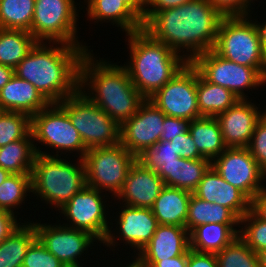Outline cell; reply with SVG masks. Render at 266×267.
I'll use <instances>...</instances> for the list:
<instances>
[{
    "label": "cell",
    "instance_id": "cell-1",
    "mask_svg": "<svg viewBox=\"0 0 266 267\" xmlns=\"http://www.w3.org/2000/svg\"><path fill=\"white\" fill-rule=\"evenodd\" d=\"M222 18L208 0H191L154 13L143 30L191 62L214 48Z\"/></svg>",
    "mask_w": 266,
    "mask_h": 267
},
{
    "label": "cell",
    "instance_id": "cell-2",
    "mask_svg": "<svg viewBox=\"0 0 266 267\" xmlns=\"http://www.w3.org/2000/svg\"><path fill=\"white\" fill-rule=\"evenodd\" d=\"M90 47L37 42L14 74L33 84L49 103H59L79 90L81 60Z\"/></svg>",
    "mask_w": 266,
    "mask_h": 267
},
{
    "label": "cell",
    "instance_id": "cell-3",
    "mask_svg": "<svg viewBox=\"0 0 266 267\" xmlns=\"http://www.w3.org/2000/svg\"><path fill=\"white\" fill-rule=\"evenodd\" d=\"M91 52L87 51L81 60L79 90L121 125L146 98L135 88L122 63L97 59Z\"/></svg>",
    "mask_w": 266,
    "mask_h": 267
},
{
    "label": "cell",
    "instance_id": "cell-4",
    "mask_svg": "<svg viewBox=\"0 0 266 267\" xmlns=\"http://www.w3.org/2000/svg\"><path fill=\"white\" fill-rule=\"evenodd\" d=\"M125 35L130 58L122 66L135 88L146 99L152 97L188 63L186 58L152 38L143 29Z\"/></svg>",
    "mask_w": 266,
    "mask_h": 267
},
{
    "label": "cell",
    "instance_id": "cell-5",
    "mask_svg": "<svg viewBox=\"0 0 266 267\" xmlns=\"http://www.w3.org/2000/svg\"><path fill=\"white\" fill-rule=\"evenodd\" d=\"M65 158L36 154L31 172V195L55 211L87 185L83 159L78 157L72 163Z\"/></svg>",
    "mask_w": 266,
    "mask_h": 267
},
{
    "label": "cell",
    "instance_id": "cell-6",
    "mask_svg": "<svg viewBox=\"0 0 266 267\" xmlns=\"http://www.w3.org/2000/svg\"><path fill=\"white\" fill-rule=\"evenodd\" d=\"M252 18L223 16L213 50L231 62L256 68L266 78V54Z\"/></svg>",
    "mask_w": 266,
    "mask_h": 267
},
{
    "label": "cell",
    "instance_id": "cell-7",
    "mask_svg": "<svg viewBox=\"0 0 266 267\" xmlns=\"http://www.w3.org/2000/svg\"><path fill=\"white\" fill-rule=\"evenodd\" d=\"M31 132L36 154L52 157H59V155L61 157L63 154L64 157L65 155L67 157L69 153L74 152L77 158L79 156L83 159L88 151L78 131L72 125L67 112L58 103H50L31 117ZM35 142L42 147H47L46 149L52 148L53 154L50 151L49 153L41 151L43 148H40Z\"/></svg>",
    "mask_w": 266,
    "mask_h": 267
},
{
    "label": "cell",
    "instance_id": "cell-8",
    "mask_svg": "<svg viewBox=\"0 0 266 267\" xmlns=\"http://www.w3.org/2000/svg\"><path fill=\"white\" fill-rule=\"evenodd\" d=\"M87 149L120 143V125L78 90L58 103Z\"/></svg>",
    "mask_w": 266,
    "mask_h": 267
},
{
    "label": "cell",
    "instance_id": "cell-9",
    "mask_svg": "<svg viewBox=\"0 0 266 267\" xmlns=\"http://www.w3.org/2000/svg\"><path fill=\"white\" fill-rule=\"evenodd\" d=\"M77 5L80 2L78 4L75 0H35L30 33L38 42L86 46L80 41L77 31L79 11L84 7Z\"/></svg>",
    "mask_w": 266,
    "mask_h": 267
},
{
    "label": "cell",
    "instance_id": "cell-10",
    "mask_svg": "<svg viewBox=\"0 0 266 267\" xmlns=\"http://www.w3.org/2000/svg\"><path fill=\"white\" fill-rule=\"evenodd\" d=\"M137 160L121 143L88 149L83 157L86 183L100 192L112 193L113 200L122 190L127 174Z\"/></svg>",
    "mask_w": 266,
    "mask_h": 267
},
{
    "label": "cell",
    "instance_id": "cell-11",
    "mask_svg": "<svg viewBox=\"0 0 266 267\" xmlns=\"http://www.w3.org/2000/svg\"><path fill=\"white\" fill-rule=\"evenodd\" d=\"M191 64L206 81L227 88L239 100L250 99L245 91L258 90L266 84V78L256 68L231 62L213 49L196 56Z\"/></svg>",
    "mask_w": 266,
    "mask_h": 267
},
{
    "label": "cell",
    "instance_id": "cell-12",
    "mask_svg": "<svg viewBox=\"0 0 266 267\" xmlns=\"http://www.w3.org/2000/svg\"><path fill=\"white\" fill-rule=\"evenodd\" d=\"M106 195L86 185L58 210L59 217L64 215L63 219L68 222L62 225L90 233L98 242L100 241L98 244L100 248L107 237L112 217L108 209L111 206L106 203L108 201Z\"/></svg>",
    "mask_w": 266,
    "mask_h": 267
},
{
    "label": "cell",
    "instance_id": "cell-13",
    "mask_svg": "<svg viewBox=\"0 0 266 267\" xmlns=\"http://www.w3.org/2000/svg\"><path fill=\"white\" fill-rule=\"evenodd\" d=\"M149 100L166 116L189 121L201 117L197 100V69L188 62Z\"/></svg>",
    "mask_w": 266,
    "mask_h": 267
},
{
    "label": "cell",
    "instance_id": "cell-14",
    "mask_svg": "<svg viewBox=\"0 0 266 267\" xmlns=\"http://www.w3.org/2000/svg\"><path fill=\"white\" fill-rule=\"evenodd\" d=\"M120 205H118L117 210H121H119L118 213L116 212V219L114 218L116 222L114 224H116V226H114L111 221V228H109L107 237L102 245L115 251V248L118 245L120 246V243H123V247L125 244L127 247L124 248L128 249L129 245L130 247L128 250H130V248L131 250L133 249L134 255L136 256L149 243L159 224L151 208H137L124 204ZM117 238L119 241L121 240L120 243Z\"/></svg>",
    "mask_w": 266,
    "mask_h": 267
},
{
    "label": "cell",
    "instance_id": "cell-15",
    "mask_svg": "<svg viewBox=\"0 0 266 267\" xmlns=\"http://www.w3.org/2000/svg\"><path fill=\"white\" fill-rule=\"evenodd\" d=\"M55 218L58 219V223H52L53 225L47 222L41 224V220L39 223V221L34 222L32 219L31 223L36 230L37 239L65 266L83 264L84 259L86 260L83 257L87 256L89 248L93 249V245L96 246L94 242L98 240L84 230L61 225L59 222L61 219Z\"/></svg>",
    "mask_w": 266,
    "mask_h": 267
},
{
    "label": "cell",
    "instance_id": "cell-16",
    "mask_svg": "<svg viewBox=\"0 0 266 267\" xmlns=\"http://www.w3.org/2000/svg\"><path fill=\"white\" fill-rule=\"evenodd\" d=\"M211 166L249 200L266 187V173L259 167L248 148H226L211 161Z\"/></svg>",
    "mask_w": 266,
    "mask_h": 267
},
{
    "label": "cell",
    "instance_id": "cell-17",
    "mask_svg": "<svg viewBox=\"0 0 266 267\" xmlns=\"http://www.w3.org/2000/svg\"><path fill=\"white\" fill-rule=\"evenodd\" d=\"M166 115L149 99L120 125V143L134 156L160 141Z\"/></svg>",
    "mask_w": 266,
    "mask_h": 267
},
{
    "label": "cell",
    "instance_id": "cell-18",
    "mask_svg": "<svg viewBox=\"0 0 266 267\" xmlns=\"http://www.w3.org/2000/svg\"><path fill=\"white\" fill-rule=\"evenodd\" d=\"M256 104L241 99L216 116L227 148H247L250 144L255 125L263 116L260 104Z\"/></svg>",
    "mask_w": 266,
    "mask_h": 267
},
{
    "label": "cell",
    "instance_id": "cell-19",
    "mask_svg": "<svg viewBox=\"0 0 266 267\" xmlns=\"http://www.w3.org/2000/svg\"><path fill=\"white\" fill-rule=\"evenodd\" d=\"M164 186L163 179L155 171L136 160L114 202L119 200L117 204L151 208Z\"/></svg>",
    "mask_w": 266,
    "mask_h": 267
},
{
    "label": "cell",
    "instance_id": "cell-20",
    "mask_svg": "<svg viewBox=\"0 0 266 267\" xmlns=\"http://www.w3.org/2000/svg\"><path fill=\"white\" fill-rule=\"evenodd\" d=\"M189 249V231L186 227L158 225L149 243L135 258L143 267H152L157 261L188 254Z\"/></svg>",
    "mask_w": 266,
    "mask_h": 267
},
{
    "label": "cell",
    "instance_id": "cell-21",
    "mask_svg": "<svg viewBox=\"0 0 266 267\" xmlns=\"http://www.w3.org/2000/svg\"><path fill=\"white\" fill-rule=\"evenodd\" d=\"M193 194L202 200L229 208L239 219L250 210V200L226 182L212 166L204 173Z\"/></svg>",
    "mask_w": 266,
    "mask_h": 267
},
{
    "label": "cell",
    "instance_id": "cell-22",
    "mask_svg": "<svg viewBox=\"0 0 266 267\" xmlns=\"http://www.w3.org/2000/svg\"><path fill=\"white\" fill-rule=\"evenodd\" d=\"M87 19L117 26L126 34L143 29L142 19L123 0H84ZM96 22V23H95Z\"/></svg>",
    "mask_w": 266,
    "mask_h": 267
},
{
    "label": "cell",
    "instance_id": "cell-23",
    "mask_svg": "<svg viewBox=\"0 0 266 267\" xmlns=\"http://www.w3.org/2000/svg\"><path fill=\"white\" fill-rule=\"evenodd\" d=\"M49 104L33 84L15 74L0 90V111L21 112L32 117Z\"/></svg>",
    "mask_w": 266,
    "mask_h": 267
},
{
    "label": "cell",
    "instance_id": "cell-24",
    "mask_svg": "<svg viewBox=\"0 0 266 267\" xmlns=\"http://www.w3.org/2000/svg\"><path fill=\"white\" fill-rule=\"evenodd\" d=\"M211 166L207 158L184 159L177 158L171 165H161L156 173L163 179L164 184L193 193Z\"/></svg>",
    "mask_w": 266,
    "mask_h": 267
},
{
    "label": "cell",
    "instance_id": "cell-25",
    "mask_svg": "<svg viewBox=\"0 0 266 267\" xmlns=\"http://www.w3.org/2000/svg\"><path fill=\"white\" fill-rule=\"evenodd\" d=\"M191 194L165 185L151 207L158 224L185 227Z\"/></svg>",
    "mask_w": 266,
    "mask_h": 267
},
{
    "label": "cell",
    "instance_id": "cell-26",
    "mask_svg": "<svg viewBox=\"0 0 266 267\" xmlns=\"http://www.w3.org/2000/svg\"><path fill=\"white\" fill-rule=\"evenodd\" d=\"M240 224L207 223L189 233L190 249L198 252L217 253L239 235Z\"/></svg>",
    "mask_w": 266,
    "mask_h": 267
},
{
    "label": "cell",
    "instance_id": "cell-27",
    "mask_svg": "<svg viewBox=\"0 0 266 267\" xmlns=\"http://www.w3.org/2000/svg\"><path fill=\"white\" fill-rule=\"evenodd\" d=\"M189 132L199 153L210 161L227 148L216 117L201 116L190 121Z\"/></svg>",
    "mask_w": 266,
    "mask_h": 267
},
{
    "label": "cell",
    "instance_id": "cell-28",
    "mask_svg": "<svg viewBox=\"0 0 266 267\" xmlns=\"http://www.w3.org/2000/svg\"><path fill=\"white\" fill-rule=\"evenodd\" d=\"M27 220L0 242V267H22L28 248L37 239L34 225Z\"/></svg>",
    "mask_w": 266,
    "mask_h": 267
},
{
    "label": "cell",
    "instance_id": "cell-29",
    "mask_svg": "<svg viewBox=\"0 0 266 267\" xmlns=\"http://www.w3.org/2000/svg\"><path fill=\"white\" fill-rule=\"evenodd\" d=\"M207 223L240 224V219L229 208L202 200L192 193L185 227L190 233L195 227Z\"/></svg>",
    "mask_w": 266,
    "mask_h": 267
},
{
    "label": "cell",
    "instance_id": "cell-30",
    "mask_svg": "<svg viewBox=\"0 0 266 267\" xmlns=\"http://www.w3.org/2000/svg\"><path fill=\"white\" fill-rule=\"evenodd\" d=\"M197 100L200 116L216 117L239 99L227 88L206 81L197 71Z\"/></svg>",
    "mask_w": 266,
    "mask_h": 267
},
{
    "label": "cell",
    "instance_id": "cell-31",
    "mask_svg": "<svg viewBox=\"0 0 266 267\" xmlns=\"http://www.w3.org/2000/svg\"><path fill=\"white\" fill-rule=\"evenodd\" d=\"M36 151L32 132L24 139L0 147V167L11 174H31Z\"/></svg>",
    "mask_w": 266,
    "mask_h": 267
},
{
    "label": "cell",
    "instance_id": "cell-32",
    "mask_svg": "<svg viewBox=\"0 0 266 267\" xmlns=\"http://www.w3.org/2000/svg\"><path fill=\"white\" fill-rule=\"evenodd\" d=\"M37 42L28 31L0 28V64L15 69Z\"/></svg>",
    "mask_w": 266,
    "mask_h": 267
},
{
    "label": "cell",
    "instance_id": "cell-33",
    "mask_svg": "<svg viewBox=\"0 0 266 267\" xmlns=\"http://www.w3.org/2000/svg\"><path fill=\"white\" fill-rule=\"evenodd\" d=\"M35 0H0V28L30 32Z\"/></svg>",
    "mask_w": 266,
    "mask_h": 267
},
{
    "label": "cell",
    "instance_id": "cell-34",
    "mask_svg": "<svg viewBox=\"0 0 266 267\" xmlns=\"http://www.w3.org/2000/svg\"><path fill=\"white\" fill-rule=\"evenodd\" d=\"M31 192V174H11L0 185V210L19 215L16 210L21 208L20 205L25 204L27 201L25 199L31 196Z\"/></svg>",
    "mask_w": 266,
    "mask_h": 267
},
{
    "label": "cell",
    "instance_id": "cell-35",
    "mask_svg": "<svg viewBox=\"0 0 266 267\" xmlns=\"http://www.w3.org/2000/svg\"><path fill=\"white\" fill-rule=\"evenodd\" d=\"M218 267H260L258 255L238 236L216 253Z\"/></svg>",
    "mask_w": 266,
    "mask_h": 267
},
{
    "label": "cell",
    "instance_id": "cell-36",
    "mask_svg": "<svg viewBox=\"0 0 266 267\" xmlns=\"http://www.w3.org/2000/svg\"><path fill=\"white\" fill-rule=\"evenodd\" d=\"M31 132V117L25 113L0 111V147L19 139Z\"/></svg>",
    "mask_w": 266,
    "mask_h": 267
},
{
    "label": "cell",
    "instance_id": "cell-37",
    "mask_svg": "<svg viewBox=\"0 0 266 267\" xmlns=\"http://www.w3.org/2000/svg\"><path fill=\"white\" fill-rule=\"evenodd\" d=\"M243 225V226H242ZM239 237L255 253L266 249V221L257 218L250 210L240 219Z\"/></svg>",
    "mask_w": 266,
    "mask_h": 267
},
{
    "label": "cell",
    "instance_id": "cell-38",
    "mask_svg": "<svg viewBox=\"0 0 266 267\" xmlns=\"http://www.w3.org/2000/svg\"><path fill=\"white\" fill-rule=\"evenodd\" d=\"M179 158L170 141H158L152 148L145 149L137 160L146 168L157 171L161 165H171Z\"/></svg>",
    "mask_w": 266,
    "mask_h": 267
},
{
    "label": "cell",
    "instance_id": "cell-39",
    "mask_svg": "<svg viewBox=\"0 0 266 267\" xmlns=\"http://www.w3.org/2000/svg\"><path fill=\"white\" fill-rule=\"evenodd\" d=\"M65 265L36 239L28 248L22 267H64Z\"/></svg>",
    "mask_w": 266,
    "mask_h": 267
},
{
    "label": "cell",
    "instance_id": "cell-40",
    "mask_svg": "<svg viewBox=\"0 0 266 267\" xmlns=\"http://www.w3.org/2000/svg\"><path fill=\"white\" fill-rule=\"evenodd\" d=\"M247 148L259 167L266 173V119L263 116L256 123Z\"/></svg>",
    "mask_w": 266,
    "mask_h": 267
},
{
    "label": "cell",
    "instance_id": "cell-41",
    "mask_svg": "<svg viewBox=\"0 0 266 267\" xmlns=\"http://www.w3.org/2000/svg\"><path fill=\"white\" fill-rule=\"evenodd\" d=\"M222 16L250 15L252 0H208ZM253 3V4H252Z\"/></svg>",
    "mask_w": 266,
    "mask_h": 267
},
{
    "label": "cell",
    "instance_id": "cell-42",
    "mask_svg": "<svg viewBox=\"0 0 266 267\" xmlns=\"http://www.w3.org/2000/svg\"><path fill=\"white\" fill-rule=\"evenodd\" d=\"M170 144H173L174 148L177 151V155L181 158L184 159L204 158L199 153L189 130L184 134L175 137L173 140H170Z\"/></svg>",
    "mask_w": 266,
    "mask_h": 267
},
{
    "label": "cell",
    "instance_id": "cell-43",
    "mask_svg": "<svg viewBox=\"0 0 266 267\" xmlns=\"http://www.w3.org/2000/svg\"><path fill=\"white\" fill-rule=\"evenodd\" d=\"M190 121L183 118L166 116L163 123L161 141H170L189 130Z\"/></svg>",
    "mask_w": 266,
    "mask_h": 267
},
{
    "label": "cell",
    "instance_id": "cell-44",
    "mask_svg": "<svg viewBox=\"0 0 266 267\" xmlns=\"http://www.w3.org/2000/svg\"><path fill=\"white\" fill-rule=\"evenodd\" d=\"M191 0H146L143 24L156 12L181 6Z\"/></svg>",
    "mask_w": 266,
    "mask_h": 267
},
{
    "label": "cell",
    "instance_id": "cell-45",
    "mask_svg": "<svg viewBox=\"0 0 266 267\" xmlns=\"http://www.w3.org/2000/svg\"><path fill=\"white\" fill-rule=\"evenodd\" d=\"M187 267H218L216 254L189 249Z\"/></svg>",
    "mask_w": 266,
    "mask_h": 267
},
{
    "label": "cell",
    "instance_id": "cell-46",
    "mask_svg": "<svg viewBox=\"0 0 266 267\" xmlns=\"http://www.w3.org/2000/svg\"><path fill=\"white\" fill-rule=\"evenodd\" d=\"M22 218L17 220L14 214L0 210V242L6 239L17 227L22 224Z\"/></svg>",
    "mask_w": 266,
    "mask_h": 267
},
{
    "label": "cell",
    "instance_id": "cell-47",
    "mask_svg": "<svg viewBox=\"0 0 266 267\" xmlns=\"http://www.w3.org/2000/svg\"><path fill=\"white\" fill-rule=\"evenodd\" d=\"M250 211L257 218L266 221V187L250 200Z\"/></svg>",
    "mask_w": 266,
    "mask_h": 267
},
{
    "label": "cell",
    "instance_id": "cell-48",
    "mask_svg": "<svg viewBox=\"0 0 266 267\" xmlns=\"http://www.w3.org/2000/svg\"><path fill=\"white\" fill-rule=\"evenodd\" d=\"M188 254L157 261L152 267H187Z\"/></svg>",
    "mask_w": 266,
    "mask_h": 267
},
{
    "label": "cell",
    "instance_id": "cell-49",
    "mask_svg": "<svg viewBox=\"0 0 266 267\" xmlns=\"http://www.w3.org/2000/svg\"><path fill=\"white\" fill-rule=\"evenodd\" d=\"M141 19L143 22L146 0H123Z\"/></svg>",
    "mask_w": 266,
    "mask_h": 267
},
{
    "label": "cell",
    "instance_id": "cell-50",
    "mask_svg": "<svg viewBox=\"0 0 266 267\" xmlns=\"http://www.w3.org/2000/svg\"><path fill=\"white\" fill-rule=\"evenodd\" d=\"M13 75V68L0 64V90L10 81Z\"/></svg>",
    "mask_w": 266,
    "mask_h": 267
},
{
    "label": "cell",
    "instance_id": "cell-51",
    "mask_svg": "<svg viewBox=\"0 0 266 267\" xmlns=\"http://www.w3.org/2000/svg\"><path fill=\"white\" fill-rule=\"evenodd\" d=\"M257 19H255L254 23L257 27V30H258V34H259V38L262 42V45H263V48H264V51H265V54H266V21H262L261 22H258V20L256 21Z\"/></svg>",
    "mask_w": 266,
    "mask_h": 267
},
{
    "label": "cell",
    "instance_id": "cell-52",
    "mask_svg": "<svg viewBox=\"0 0 266 267\" xmlns=\"http://www.w3.org/2000/svg\"><path fill=\"white\" fill-rule=\"evenodd\" d=\"M260 267H266V249L257 252Z\"/></svg>",
    "mask_w": 266,
    "mask_h": 267
},
{
    "label": "cell",
    "instance_id": "cell-53",
    "mask_svg": "<svg viewBox=\"0 0 266 267\" xmlns=\"http://www.w3.org/2000/svg\"><path fill=\"white\" fill-rule=\"evenodd\" d=\"M128 262L129 263H127L126 266H125V263H124V265H122V262H121L120 267H143V265L136 258H134L132 260V262H130V261H128Z\"/></svg>",
    "mask_w": 266,
    "mask_h": 267
},
{
    "label": "cell",
    "instance_id": "cell-54",
    "mask_svg": "<svg viewBox=\"0 0 266 267\" xmlns=\"http://www.w3.org/2000/svg\"><path fill=\"white\" fill-rule=\"evenodd\" d=\"M11 175L7 170L0 167V185Z\"/></svg>",
    "mask_w": 266,
    "mask_h": 267
},
{
    "label": "cell",
    "instance_id": "cell-55",
    "mask_svg": "<svg viewBox=\"0 0 266 267\" xmlns=\"http://www.w3.org/2000/svg\"><path fill=\"white\" fill-rule=\"evenodd\" d=\"M83 265H86V264H79V265H68V266H64V267H85Z\"/></svg>",
    "mask_w": 266,
    "mask_h": 267
},
{
    "label": "cell",
    "instance_id": "cell-56",
    "mask_svg": "<svg viewBox=\"0 0 266 267\" xmlns=\"http://www.w3.org/2000/svg\"><path fill=\"white\" fill-rule=\"evenodd\" d=\"M263 117L266 119V109L263 110Z\"/></svg>",
    "mask_w": 266,
    "mask_h": 267
}]
</instances>
